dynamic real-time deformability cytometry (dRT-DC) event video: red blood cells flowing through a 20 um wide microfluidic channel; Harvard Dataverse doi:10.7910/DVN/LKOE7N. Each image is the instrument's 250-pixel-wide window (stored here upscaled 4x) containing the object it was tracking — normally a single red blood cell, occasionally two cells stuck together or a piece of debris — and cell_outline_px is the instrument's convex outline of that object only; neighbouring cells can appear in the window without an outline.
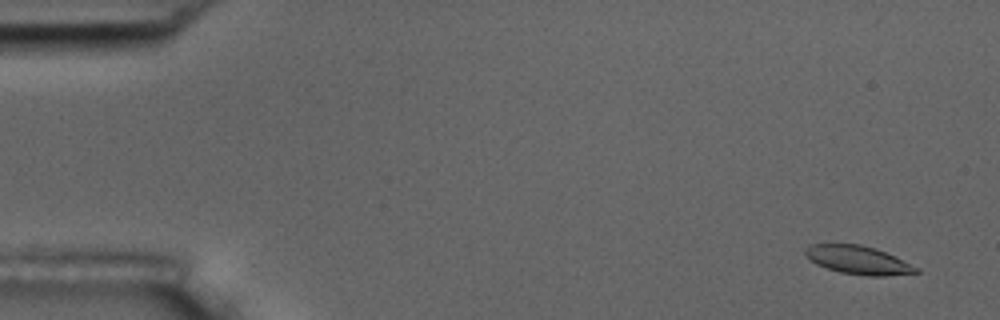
{"species": "common noctule bat (a hibernating species)", "species_latin": "Nyctalus noctula", "temperature_condition": "room temperature", "stored_images_in_passage": 55, "camera_frame_rate_fps": 3000, "um_per_image_px": 0.085, "animal": {"sex": "male", "body_mass_g": 17.5, "forearm_length_mm": 52.3}, "frame": {"image": 1, "passage_image": 3, "time_ms": 0.667, "image_size_px": [1000, 320], "cell_outline_px": [[920, 272], [884, 276], [864, 276], [840, 272], [816, 264], [804, 252], [804, 248], [812, 244], [860, 244], [876, 248], [920, 268]], "centroid_in_image_um": [72.96, 22.1], "position_along_channel_um": 12.0, "area_um2": 18.21}}
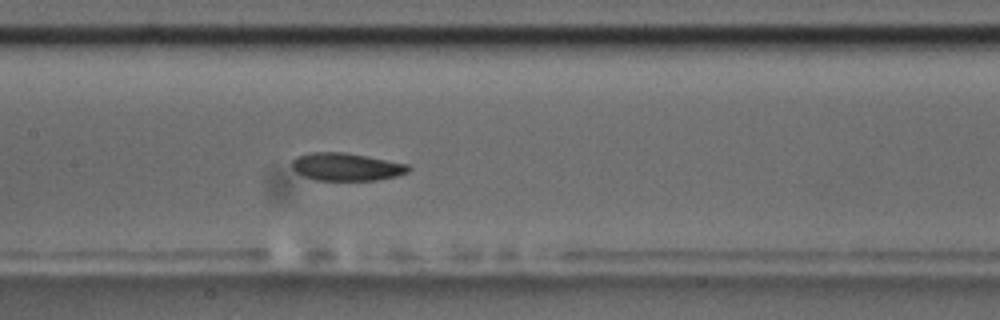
{"frame": {"image": 2, "passage_image": 27, "time_ms": 8.667, "image_size_px": [1000, 320], "cell_outline_px": [[412, 168], [408, 172], [396, 176], [376, 180], [316, 180], [304, 176], [296, 172], [292, 168], [292, 160], [296, 156], [308, 152], [344, 152], [408, 164]], "centroid_in_image_um": [29.42, 14.17], "position_along_channel_um": 178.0, "area_um2": 18.84}}
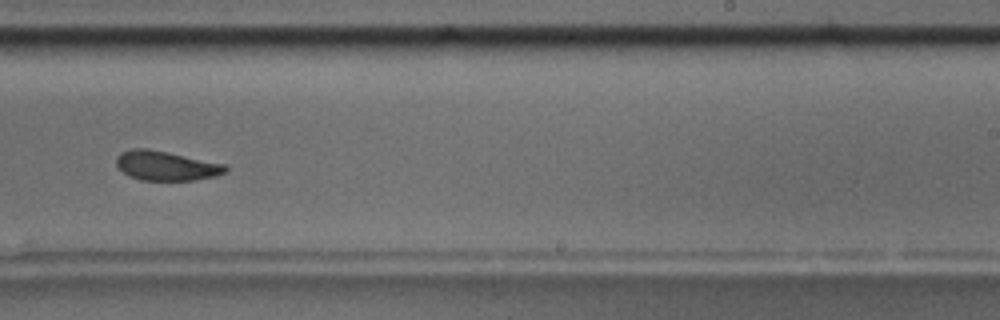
{"frame": {"image": 3, "passage_image": 35, "time_ms": 11.333, "image_size_px": [1000, 320], "cell_outline_px": [[228, 172], [216, 176], [196, 180], [140, 180], [128, 176], [116, 164], [116, 156], [120, 152], [132, 148], [148, 148], [228, 164]], "centroid_in_image_um": [14.16, 14.08], "position_along_channel_um": 274.8, "area_um2": 19.07}, "authors_computed_cell_mechanics": {"area_um2": 19.3052, "velocity_mm_per_s": 3.6451, "shape_relaxation_time_tau1_ms": 4.7745, "shape_relaxation_time_tau2_ms": 2.2519, "deformation_change_tau1": 0.1376, "deformation_change_tau2": 0.0735}}